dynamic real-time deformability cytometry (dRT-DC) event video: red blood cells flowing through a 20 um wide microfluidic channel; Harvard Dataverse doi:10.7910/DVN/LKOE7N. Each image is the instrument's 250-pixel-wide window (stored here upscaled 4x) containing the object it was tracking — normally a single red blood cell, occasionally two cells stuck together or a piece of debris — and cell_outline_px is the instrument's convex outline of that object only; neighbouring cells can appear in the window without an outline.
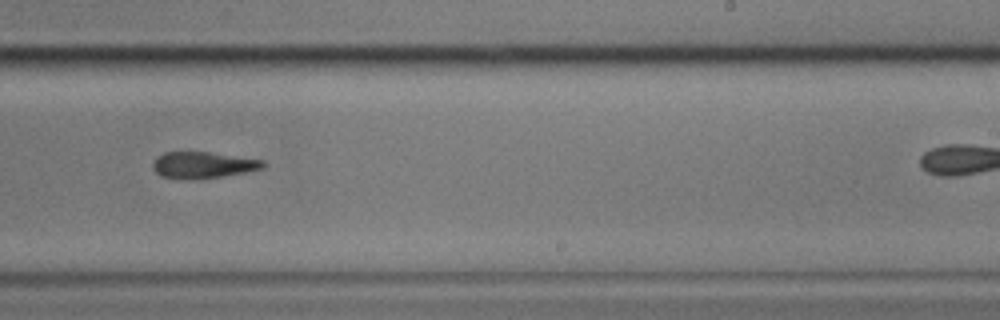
{"species": "common noctule bat (a hibernating species)", "species_latin": "Nyctalus noctula", "temperature_condition": "cold", "stored_images_in_passage": 12, "segment_of_instrument_passage": [2, 2], "camera_frame_rate_fps": 3000, "um_per_image_px": 0.085, "animal": {"sex": "male", "body_mass_g": 17.9}, "frame": {"image": 1, "passage_image": 9, "time_ms": 10.333, "image_size_px": [1000, 320], "cell_outline_px": [[268, 164], [264, 168], [244, 172], [200, 180], [160, 176], [152, 168], [152, 164], [156, 156], [164, 152], [208, 152], [264, 160]], "centroid_in_image_um": [17.25, 14.02], "position_along_channel_um": 271.7, "area_um2": 17.05}}
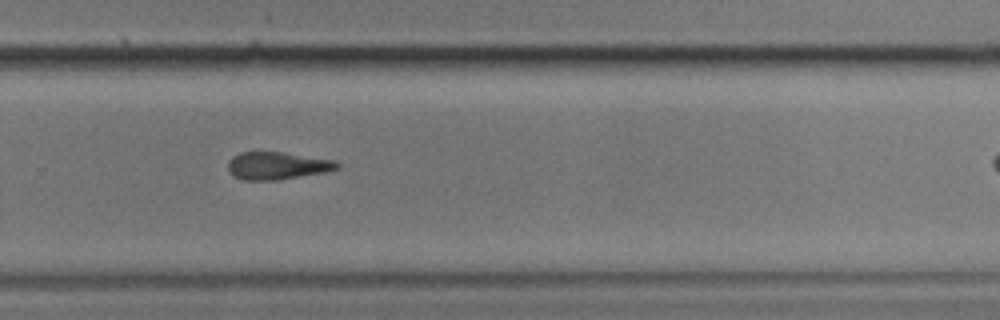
{"frame": {"image": 2, "passage_image": 10, "time_ms": 11.333, "image_size_px": [1000, 320], "cell_outline_px": [[340, 168], [324, 172], [280, 180], [244, 180], [232, 176], [228, 172], [228, 160], [232, 156], [240, 152], [284, 152], [336, 160], [340, 164]], "centroid_in_image_um": [23.55, 14.08], "position_along_channel_um": 306.2, "area_um2": 17.8}}